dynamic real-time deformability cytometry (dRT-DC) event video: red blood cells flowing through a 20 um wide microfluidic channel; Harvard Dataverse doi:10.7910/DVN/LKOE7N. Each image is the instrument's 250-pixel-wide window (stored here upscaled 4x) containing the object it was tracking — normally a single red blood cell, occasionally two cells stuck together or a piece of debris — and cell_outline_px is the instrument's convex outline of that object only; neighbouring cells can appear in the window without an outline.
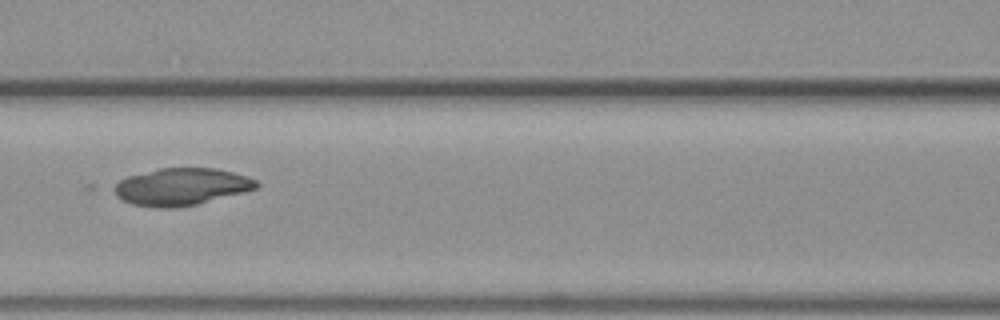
{"species": "common noctule bat (a hibernating species)", "species_latin": "Nyctalus noctula", "temperature_condition": "warm", "stored_images_in_passage": 38, "camera_frame_rate_fps": 3000, "um_per_image_px": 0.085, "animal": {"sex": "female", "body_mass_g": 19.3, "forearm_length_mm": 54.1}, "frame": {"image": 1, "passage_image": 14, "time_ms": 4.333, "image_size_px": [1000, 320], "cell_outline_px": [[260, 184], [256, 188], [244, 192], [196, 204], [172, 208], [160, 208], [132, 204], [116, 196], [108, 188], [120, 180], [128, 176], [160, 168], [216, 168], [248, 176], [256, 180]], "centroid_in_image_um": [15.37, 15.87], "position_along_channel_um": 151.2, "area_um2": 30.87}}
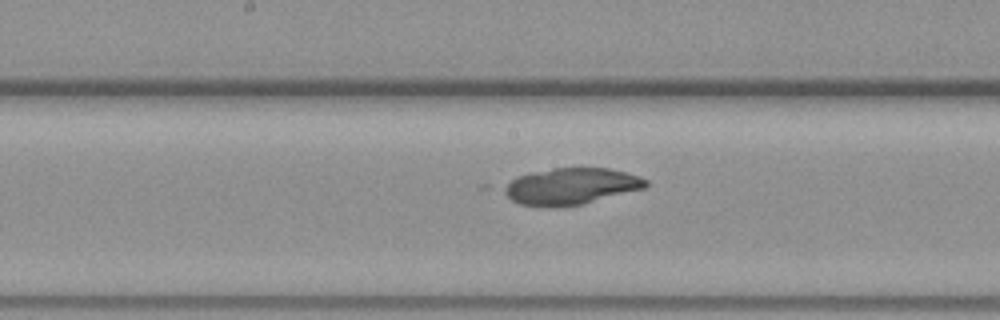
{"frame": {"image": 2, "passage_image": 18, "time_ms": 5.667, "image_size_px": [1000, 320], "cell_outline_px": [[648, 184], [644, 188], [584, 204], [560, 208], [552, 208], [520, 204], [512, 200], [496, 188], [516, 176], [528, 172], [556, 168], [608, 168], [640, 176], [648, 180]], "centroid_in_image_um": [48.43, 15.85], "position_along_channel_um": 199.8, "area_um2": 30.87}}
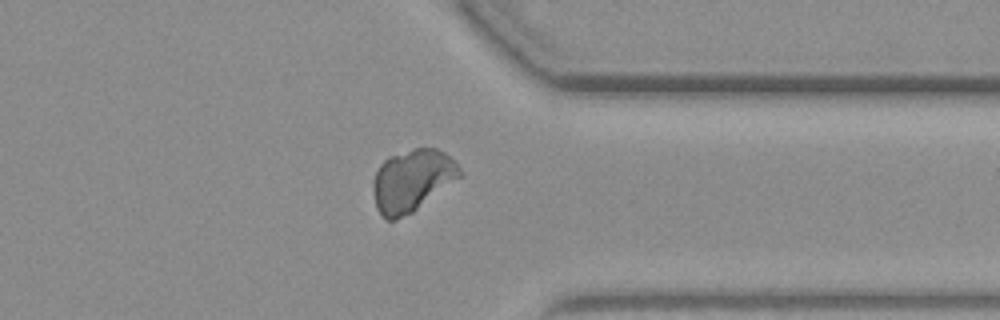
{"frame": {"image": 3, "passage_image": 33, "time_ms": 10.667, "image_size_px": [1000, 320], "cell_outline_px": [[464, 172], [460, 176], [412, 212], [396, 220], [384, 220], [376, 208], [376, 172], [380, 164], [388, 156], [416, 148], [436, 148], [444, 152]], "centroid_in_image_um": [35.04, 15.33], "position_along_channel_um": 376.4, "area_um2": 30.4}}